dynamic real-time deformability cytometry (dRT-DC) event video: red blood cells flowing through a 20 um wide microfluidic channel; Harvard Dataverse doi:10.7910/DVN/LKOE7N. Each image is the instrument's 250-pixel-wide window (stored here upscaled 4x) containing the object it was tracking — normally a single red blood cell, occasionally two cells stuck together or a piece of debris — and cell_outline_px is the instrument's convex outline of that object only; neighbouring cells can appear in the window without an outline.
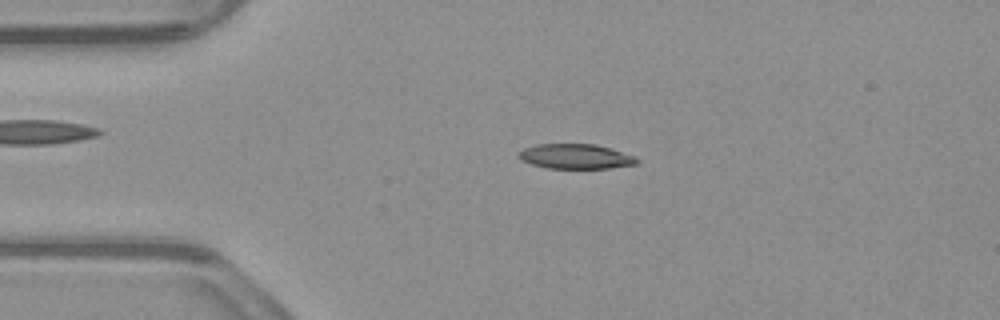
{"species": "common noctule bat (a hibernating species)", "species_latin": "Nyctalus noctula", "temperature_condition": "warm", "stored_images_in_passage": 52, "camera_frame_rate_fps": 3000, "um_per_image_px": 0.085, "animal": {"sex": "male", "body_mass_g": 23.1, "forearm_length_mm": 52.7}, "frame": {"image": 1, "passage_image": 11, "time_ms": 3.333, "image_size_px": [1000, 320], "cell_outline_px": [[640, 160], [636, 164], [608, 168], [548, 168], [532, 164], [520, 160], [516, 156], [516, 152], [524, 148], [536, 144], [596, 144], [636, 156]], "centroid_in_image_um": [48.89, 13.29], "position_along_channel_um": 36.1, "area_um2": 17.22}}
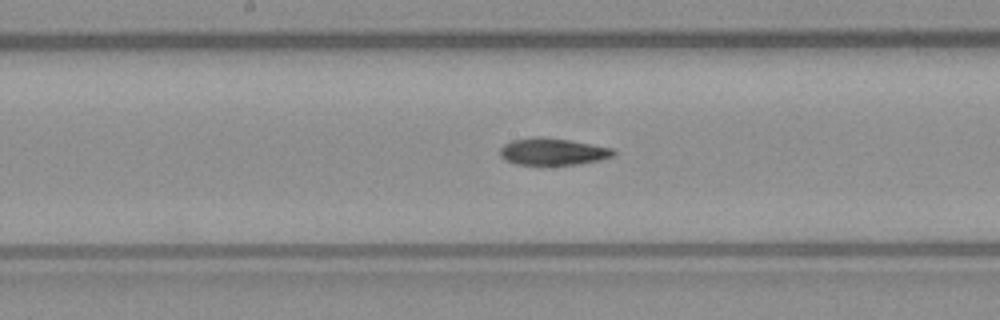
{"frame": {"image": 2, "passage_image": 26, "time_ms": 8.333, "image_size_px": [1000, 320], "cell_outline_px": [[616, 152], [612, 156], [600, 160], [576, 164], [516, 164], [500, 156], [500, 148], [504, 144], [512, 140], [532, 136], [544, 136], [592, 144], [612, 148]], "centroid_in_image_um": [46.97, 12.86], "position_along_channel_um": 201.2, "area_um2": 17.69}}
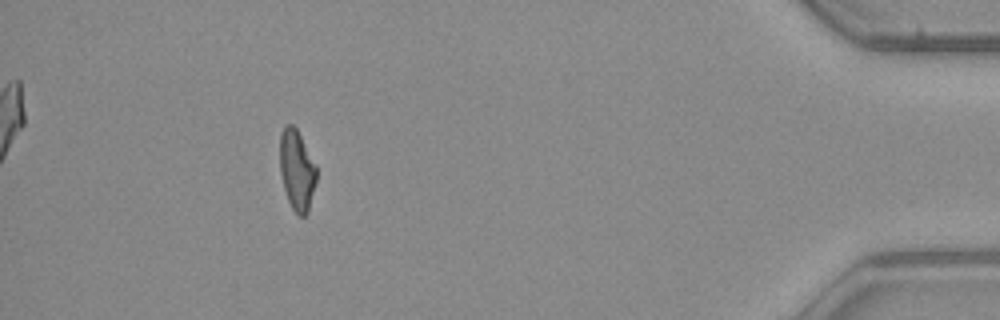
{"frame": {"image": 3, "passage_image": 47, "time_ms": 15.333, "image_size_px": [1000, 320], "cell_outline_px": [[316, 180], [308, 212], [304, 216], [300, 216], [292, 208], [288, 200], [284, 188], [280, 172], [280, 132], [284, 124], [292, 124], [296, 128], [316, 164]], "centroid_in_image_um": [25.22, 14.42], "position_along_channel_um": 410.0, "area_um2": 17.11}, "authors_computed_cell_mechanics": {"area_um2": 17.7735, "velocity_mm_per_s": 3.9222, "shape_relaxation_time_tau1_ms": null, "shape_relaxation_time_tau2_ms": 5.5847, "deformation_change_tau1": null, "deformation_change_tau2": 0.1418}}